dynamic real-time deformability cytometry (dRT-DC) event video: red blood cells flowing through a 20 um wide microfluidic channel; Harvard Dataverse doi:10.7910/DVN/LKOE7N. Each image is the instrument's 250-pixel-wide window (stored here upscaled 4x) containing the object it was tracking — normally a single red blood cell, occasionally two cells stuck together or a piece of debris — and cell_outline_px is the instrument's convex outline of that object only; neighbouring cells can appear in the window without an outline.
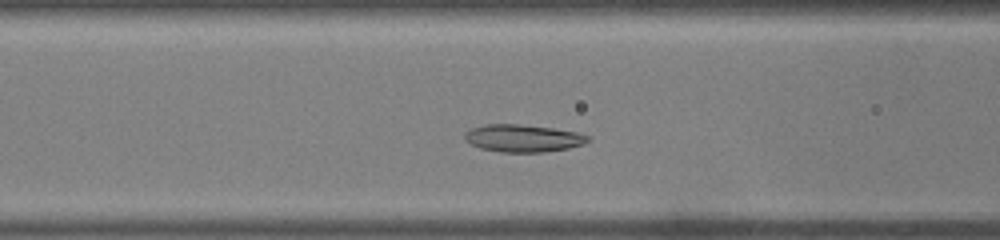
{"species": "common noctule bat (a hibernating species)", "species_latin": "Nyctalus noctula", "temperature_condition": "warm", "stored_images_in_passage": 41, "camera_frame_rate_fps": 3000, "um_per_image_px": 0.085, "animal": {"sex": "male", "body_mass_g": 19.0, "forearm_length_mm": 50.8}, "frame": {"image": 1, "passage_image": 11, "time_ms": 3.333, "image_size_px": [1000, 240], "cell_outline_px": [[588, 140], [584, 144], [568, 148], [544, 152], [500, 152], [480, 148], [464, 140], [464, 132], [472, 128], [488, 124], [516, 124], [552, 128], [576, 132], [588, 136]], "centroid_in_image_um": [44.42, 11.75], "position_along_channel_um": 122.2, "area_um2": 19.54}}
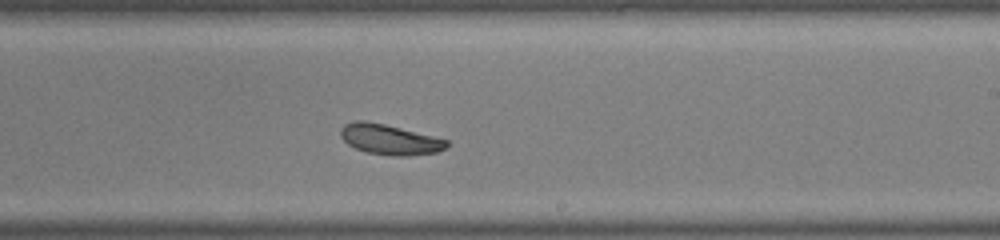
{"frame": {"image": 2, "passage_image": 21, "time_ms": 6.667, "image_size_px": [1000, 240], "cell_outline_px": [[448, 144], [444, 148], [436, 152], [408, 156], [392, 156], [368, 152], [356, 148], [348, 144], [340, 136], [340, 128], [344, 124], [356, 120], [364, 120], [384, 124], [448, 140]], "centroid_in_image_um": [33.08, 11.85], "position_along_channel_um": 255.9, "area_um2": 18.5}}
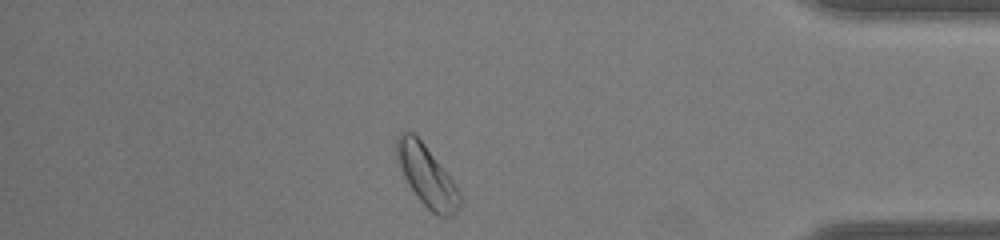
{"frame": {"image": 3, "passage_image": 34, "time_ms": 11.0, "image_size_px": [1000, 240], "cell_outline_px": [[460, 204], [456, 216], [440, 216], [432, 212], [416, 196], [408, 184], [396, 156], [396, 140], [400, 132], [412, 132], [424, 144], [444, 168], [460, 192]], "centroid_in_image_um": [36.29, 14.97], "position_along_channel_um": 398.9, "area_um2": 22.02}, "authors_computed_cell_mechanics": {"area_um2": 19.9988, "velocity_mm_per_s": 4.0233, "shape_relaxation_time_tau1_ms": 7.7383, "shape_relaxation_time_tau2_ms": 8.021, "deformation_change_tau1": 0.1446, "deformation_change_tau2": 0.1374}}